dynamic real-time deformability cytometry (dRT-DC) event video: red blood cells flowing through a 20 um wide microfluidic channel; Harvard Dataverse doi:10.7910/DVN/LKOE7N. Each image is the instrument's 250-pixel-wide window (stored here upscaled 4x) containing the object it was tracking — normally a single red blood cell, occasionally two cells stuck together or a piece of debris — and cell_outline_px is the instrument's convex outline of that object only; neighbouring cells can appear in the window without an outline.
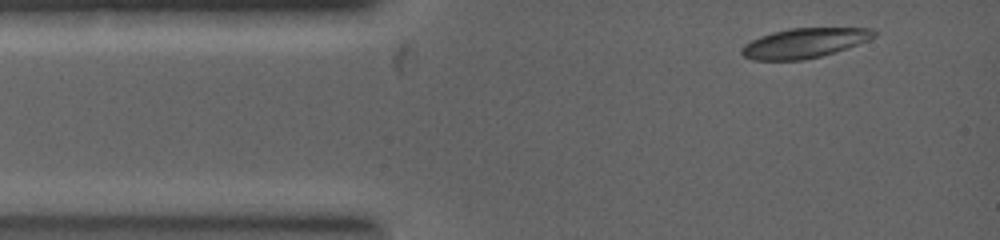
{"species": "common noctule bat (a hibernating species)", "species_latin": "Nyctalus noctula", "temperature_condition": "warm", "stored_images_in_passage": 5, "camera_frame_rate_fps": 5000, "um_per_image_px": 0.085, "animal": {"sex": "female", "body_mass_g": 19.0, "forearm_length_mm": 53.3}, "frame": {"image": 1, "passage_image": 1, "time_ms": 0.0, "image_size_px": [1000, 240], "cell_outline_px": [[876, 36], [856, 44], [820, 56], [800, 60], [756, 60], [744, 56], [740, 52], [740, 48], [744, 44], [760, 36], [772, 32], [792, 28], [872, 28], [876, 32]], "centroid_in_image_um": [68.32, 3.65], "position_along_channel_um": 16.7, "area_um2": 22.54}}
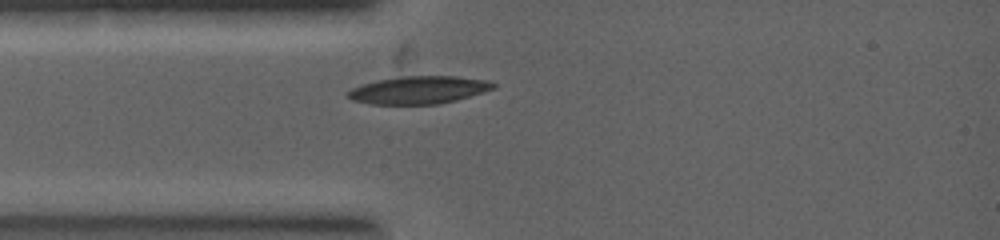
{"frame": {"image": 2, "passage_image": 3, "time_ms": 1.2, "image_size_px": [1000, 240], "cell_outline_px": [[496, 84], [492, 88], [456, 100], [436, 104], [372, 104], [352, 100], [348, 96], [348, 92], [352, 88], [364, 84], [380, 80], [404, 76], [452, 76], [484, 80]], "centroid_in_image_um": [35.55, 7.65], "position_along_channel_um": 49.5, "area_um2": 22.77}}